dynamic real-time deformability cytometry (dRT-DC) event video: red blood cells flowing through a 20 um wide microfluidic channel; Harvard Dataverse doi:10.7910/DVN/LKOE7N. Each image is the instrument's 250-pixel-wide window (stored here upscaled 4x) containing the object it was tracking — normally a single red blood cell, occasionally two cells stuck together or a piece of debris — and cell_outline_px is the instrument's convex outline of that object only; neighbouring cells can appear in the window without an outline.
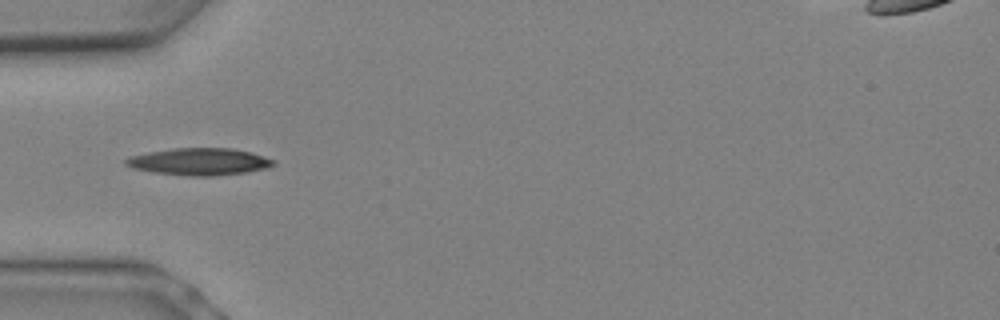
{"species": "Egyptian fruit bat (a non-hibernating species)", "species_latin": "Rousettus aegyptiacus", "temperature_condition": "warm", "stored_images_in_passage": 2, "camera_frame_rate_fps": 3000, "um_per_image_px": 0.085, "animal": {"sex": "female"}, "frame": {"image": 1, "passage_image": 1, "time_ms": 0.0, "image_size_px": [1000, 320], "cell_outline_px": [[276, 164], [268, 168], [248, 172], [212, 176], [188, 176], [152, 172], [132, 168], [124, 164], [124, 160], [128, 156], [148, 152], [172, 148], [232, 148], [252, 152], [276, 160]], "centroid_in_image_um": [16.95, 13.74], "position_along_channel_um": 68.0, "area_um2": 23.64}}
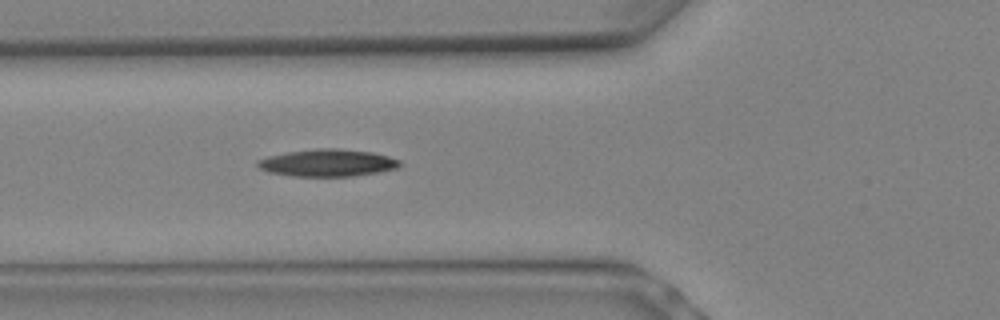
{"frame": {"image": 2, "passage_image": 2, "time_ms": 0.333, "image_size_px": [1000, 320], "cell_outline_px": [[400, 168], [380, 172], [352, 176], [288, 176], [268, 172], [260, 168], [256, 164], [256, 160], [268, 156], [284, 152], [316, 148], [340, 148], [372, 152], [388, 156], [400, 160]], "centroid_in_image_um": [27.83, 13.84], "position_along_channel_um": 98.0, "area_um2": 22.89}}